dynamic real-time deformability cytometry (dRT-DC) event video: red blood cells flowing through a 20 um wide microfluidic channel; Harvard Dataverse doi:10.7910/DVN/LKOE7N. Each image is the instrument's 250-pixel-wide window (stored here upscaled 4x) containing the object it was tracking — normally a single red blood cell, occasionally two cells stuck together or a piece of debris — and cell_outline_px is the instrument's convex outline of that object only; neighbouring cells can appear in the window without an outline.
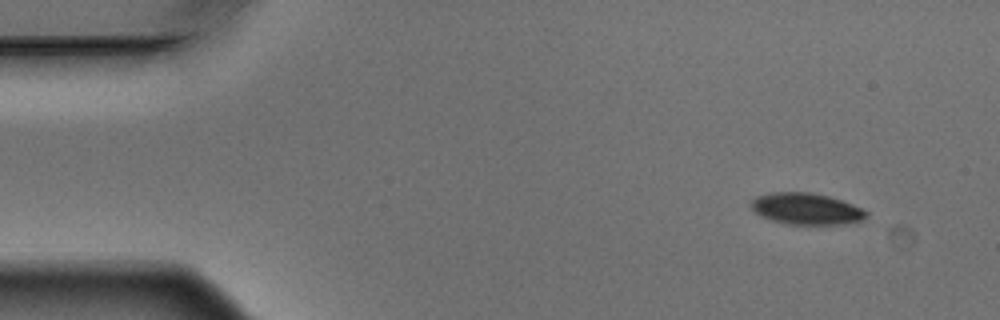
{"species": "Egyptian fruit bat (a non-hibernating species)", "species_latin": "Rousettus aegyptiacus", "temperature_condition": "warm", "stored_images_in_passage": 4, "camera_frame_rate_fps": 3000, "um_per_image_px": 0.085, "animal": {"sex": "male"}, "frame": {"image": 1, "passage_image": 1, "time_ms": 0.0, "image_size_px": [1000, 320], "cell_outline_px": [[868, 216], [860, 220], [844, 224], [788, 224], [772, 220], [760, 216], [752, 208], [752, 200], [756, 196], [772, 192], [812, 192], [828, 196], [852, 204], [868, 212]], "centroid_in_image_um": [68.52, 17.74], "position_along_channel_um": 16.5, "area_um2": 20.92}}
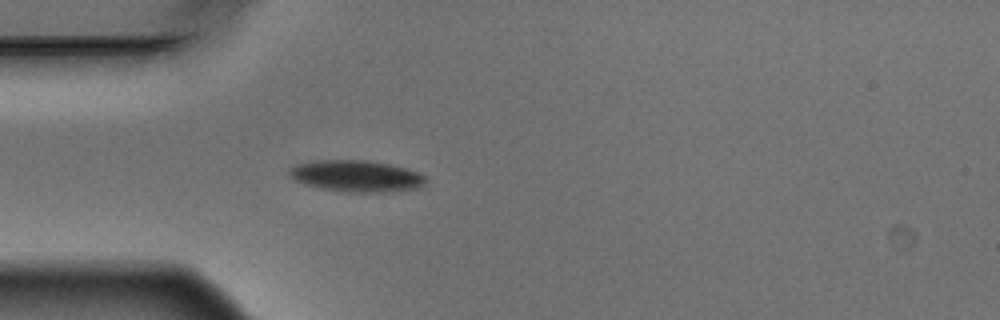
{"frame": {"image": 2, "passage_image": 4, "time_ms": 1.0, "image_size_px": [1000, 320], "cell_outline_px": [[428, 180], [424, 184], [416, 188], [384, 192], [348, 192], [320, 188], [304, 184], [288, 176], [288, 168], [296, 164], [316, 160], [368, 160], [392, 164], [408, 168], [420, 172], [428, 176]], "centroid_in_image_um": [30.32, 14.95], "position_along_channel_um": 54.7, "area_um2": 25.43}}